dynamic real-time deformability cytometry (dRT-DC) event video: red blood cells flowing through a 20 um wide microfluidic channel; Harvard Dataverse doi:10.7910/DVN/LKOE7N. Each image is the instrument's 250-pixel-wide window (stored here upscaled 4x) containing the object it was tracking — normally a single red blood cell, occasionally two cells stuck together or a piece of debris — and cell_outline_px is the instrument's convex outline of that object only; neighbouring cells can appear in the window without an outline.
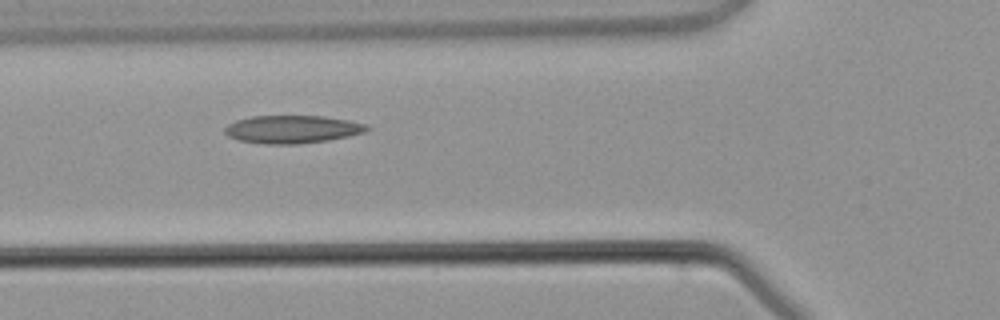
{"species": "common noctule bat (a hibernating species)", "species_latin": "Nyctalus noctula", "temperature_condition": "warm", "stored_images_in_passage": 7, "camera_frame_rate_fps": 3000, "um_per_image_px": 0.085, "animal": {"sex": "male", "body_mass_g": 21.5, "forearm_length_mm": 52.0}, "frame": {"image": 1, "passage_image": 4, "time_ms": 3.667, "image_size_px": [1000, 320], "cell_outline_px": [[372, 128], [364, 132], [348, 136], [328, 140], [296, 144], [264, 144], [240, 140], [228, 136], [224, 132], [224, 128], [228, 124], [236, 120], [252, 116], [324, 116], [348, 120], [364, 124]], "centroid_in_image_um": [24.83, 10.99], "position_along_channel_um": 101.0, "area_um2": 23.0}}
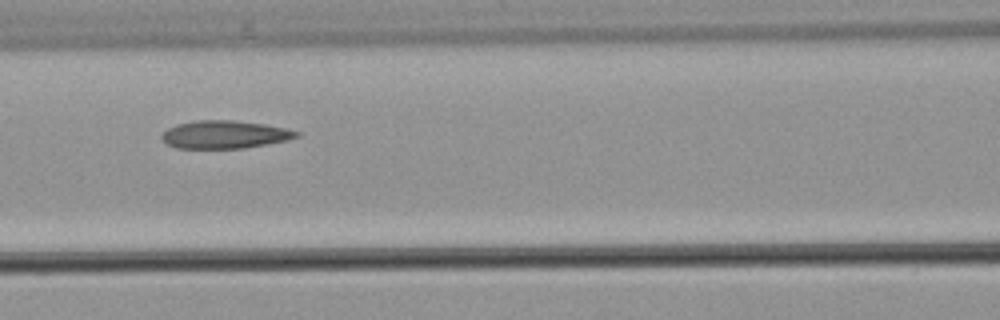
{"frame": {"image": 2, "passage_image": 5, "time_ms": 4.667, "image_size_px": [1000, 320], "cell_outline_px": [[300, 136], [288, 140], [268, 144], [244, 148], [176, 148], [168, 144], [160, 136], [168, 128], [176, 124], [196, 120], [232, 120], [264, 124], [288, 128], [300, 132]], "centroid_in_image_um": [19.14, 11.43], "position_along_channel_um": 147.5, "area_um2": 21.96}}